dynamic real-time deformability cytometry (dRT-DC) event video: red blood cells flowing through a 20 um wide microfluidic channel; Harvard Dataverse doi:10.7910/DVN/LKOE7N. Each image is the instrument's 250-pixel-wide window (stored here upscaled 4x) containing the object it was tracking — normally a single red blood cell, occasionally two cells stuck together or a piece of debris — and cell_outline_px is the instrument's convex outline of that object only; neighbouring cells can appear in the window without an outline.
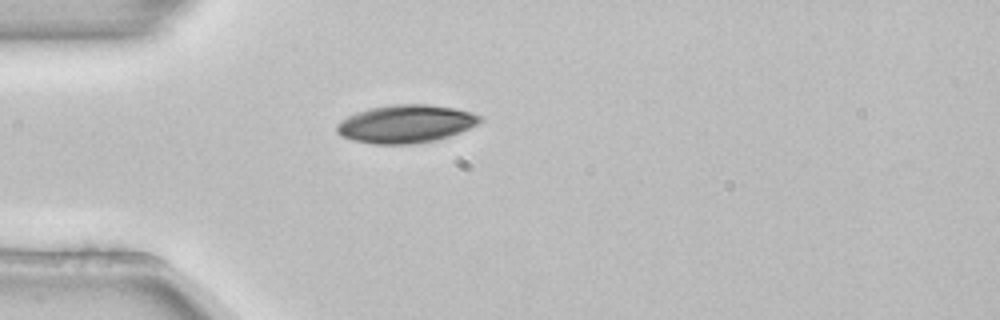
{"species": "common noctule bat (a hibernating species)", "species_latin": "Nyctalus noctula", "temperature_condition": "room temperature", "stored_images_in_passage": 4, "camera_frame_rate_fps": 3000, "um_per_image_px": 0.085, "animal": {"sex": "female", "body_mass_g": 22.7, "forearm_length_mm": 54.2}, "frame": {"image": 1, "passage_image": 4, "time_ms": 1.0, "image_size_px": [1000, 320], "cell_outline_px": [[484, 120], [460, 132], [436, 140], [412, 144], [376, 144], [352, 140], [340, 136], [336, 132], [336, 124], [340, 120], [356, 112], [368, 108], [392, 104], [428, 104], [452, 108], [472, 112], [484, 116]], "centroid_in_image_um": [34.47, 10.52], "position_along_channel_um": 50.5, "area_um2": 31.91}}